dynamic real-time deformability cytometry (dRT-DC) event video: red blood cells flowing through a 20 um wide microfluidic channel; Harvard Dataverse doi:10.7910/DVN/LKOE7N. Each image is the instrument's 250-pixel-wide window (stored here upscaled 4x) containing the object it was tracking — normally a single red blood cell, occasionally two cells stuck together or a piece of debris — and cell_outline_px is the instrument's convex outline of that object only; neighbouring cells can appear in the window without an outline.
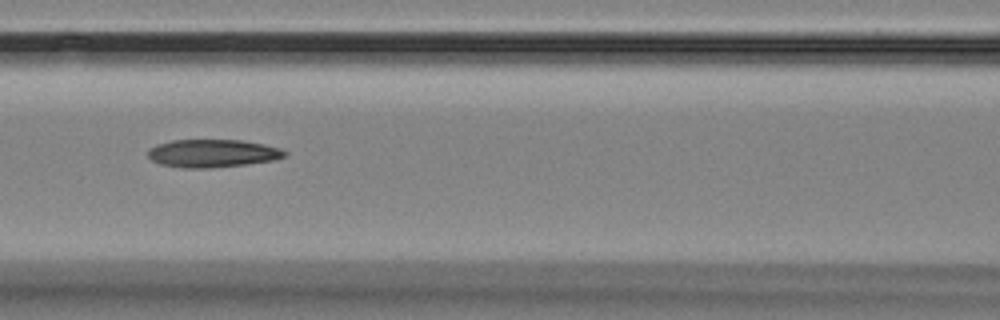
{"species": "Egyptian fruit bat (a non-hibernating species)", "species_latin": "Rousettus aegyptiacus", "temperature_condition": "room temperature", "stored_images_in_passage": 12, "camera_frame_rate_fps": 3000, "um_per_image_px": 0.085, "animal": {"sex": "female"}, "frame": {"image": 1, "passage_image": 6, "time_ms": 5.667, "image_size_px": [1000, 320], "cell_outline_px": [[288, 152], [284, 156], [272, 160], [244, 164], [212, 168], [180, 168], [160, 164], [152, 160], [148, 156], [148, 148], [156, 144], [172, 140], [244, 140], [264, 144], [280, 148]], "centroid_in_image_um": [18.02, 13.03], "position_along_channel_um": 148.6, "area_um2": 22.31}}
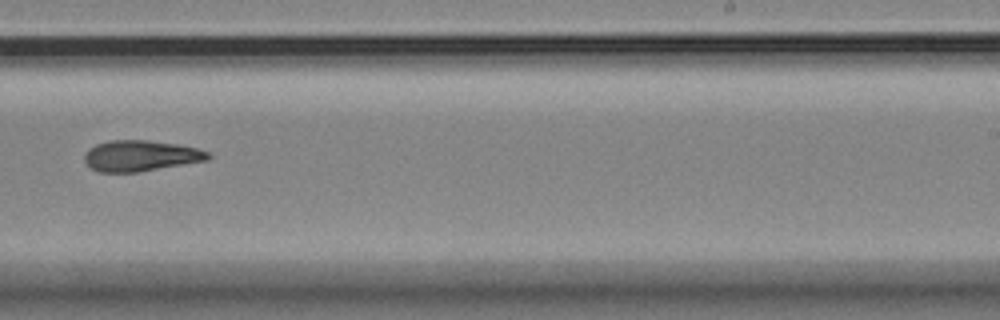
{"frame": {"image": 2, "passage_image": 9, "time_ms": 9.333, "image_size_px": [1000, 320], "cell_outline_px": [[212, 156], [208, 160], [136, 172], [96, 172], [84, 160], [84, 156], [88, 148], [96, 144], [108, 140], [144, 140], [176, 144], [196, 148], [208, 152]], "centroid_in_image_um": [11.92, 13.24], "position_along_channel_um": 277.1, "area_um2": 22.08}}
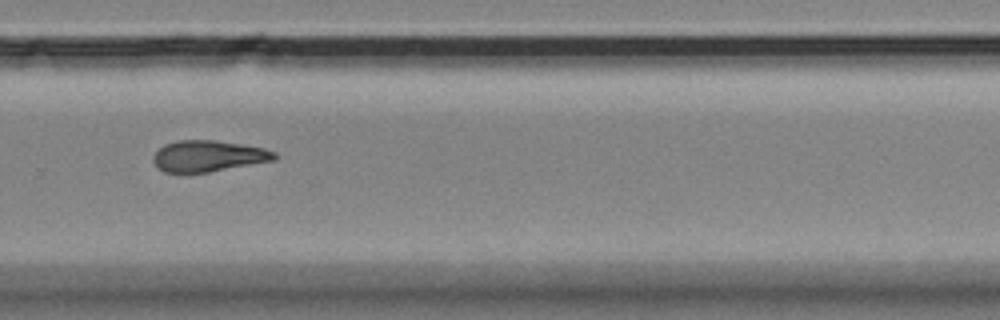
{"frame": {"image": 3, "passage_image": 10, "time_ms": 10.333, "image_size_px": [1000, 320], "cell_outline_px": [[276, 160], [208, 172], [164, 172], [152, 160], [152, 156], [164, 144], [176, 140], [216, 140], [264, 148], [276, 152]], "centroid_in_image_um": [17.71, 13.25], "position_along_channel_um": 312.1, "area_um2": 21.91}}